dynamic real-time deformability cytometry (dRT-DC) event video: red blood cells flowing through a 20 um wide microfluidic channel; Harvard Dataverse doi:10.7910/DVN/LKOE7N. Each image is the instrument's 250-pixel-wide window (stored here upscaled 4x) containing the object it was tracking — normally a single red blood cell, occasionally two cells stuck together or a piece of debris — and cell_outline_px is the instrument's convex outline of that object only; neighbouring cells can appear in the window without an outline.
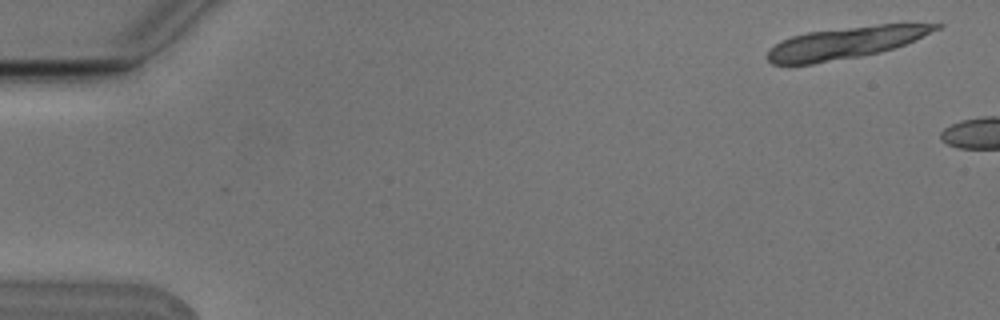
{"species": "Egyptian fruit bat (a non-hibernating species)", "species_latin": "Rousettus aegyptiacus", "temperature_condition": "cold", "stored_images_in_passage": 6, "camera_frame_rate_fps": 3000, "um_per_image_px": 0.085, "animal": {"sex": "male"}, "frame": {"image": 1, "passage_image": 1, "time_ms": 0.0, "image_size_px": [1000, 320], "cell_outline_px": [[944, 24], [940, 28], [904, 44], [880, 52], [860, 56], [812, 64], [772, 64], [768, 60], [768, 48], [780, 40], [792, 36], [808, 32], [880, 24]], "centroid_in_image_um": [71.8, 3.64], "position_along_channel_um": 13.2, "area_um2": 30.63}}